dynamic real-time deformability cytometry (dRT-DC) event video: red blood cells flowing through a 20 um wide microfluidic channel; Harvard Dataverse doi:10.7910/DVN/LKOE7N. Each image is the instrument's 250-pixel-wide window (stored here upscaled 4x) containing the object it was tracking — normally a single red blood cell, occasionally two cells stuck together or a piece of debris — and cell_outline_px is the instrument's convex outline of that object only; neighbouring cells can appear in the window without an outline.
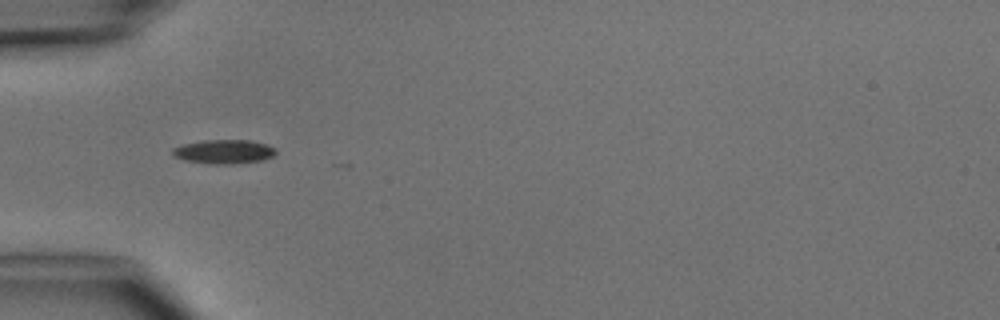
{"species": "common noctule bat (a hibernating species)", "species_latin": "Nyctalus noctula", "temperature_condition": "cold", "stored_images_in_passage": 3, "camera_frame_rate_fps": 3000, "um_per_image_px": 0.085, "animal": {"sex": "male", "body_mass_g": 15.6}, "frame": {"image": 1, "passage_image": 2, "time_ms": 1.333, "image_size_px": [1000, 320], "cell_outline_px": [[276, 152], [272, 156], [264, 160], [228, 164], [212, 164], [184, 160], [172, 156], [172, 148], [184, 144], [204, 140], [252, 140], [268, 144], [276, 148]], "centroid_in_image_um": [19.04, 12.88], "position_along_channel_um": 66.0, "area_um2": 14.57}}